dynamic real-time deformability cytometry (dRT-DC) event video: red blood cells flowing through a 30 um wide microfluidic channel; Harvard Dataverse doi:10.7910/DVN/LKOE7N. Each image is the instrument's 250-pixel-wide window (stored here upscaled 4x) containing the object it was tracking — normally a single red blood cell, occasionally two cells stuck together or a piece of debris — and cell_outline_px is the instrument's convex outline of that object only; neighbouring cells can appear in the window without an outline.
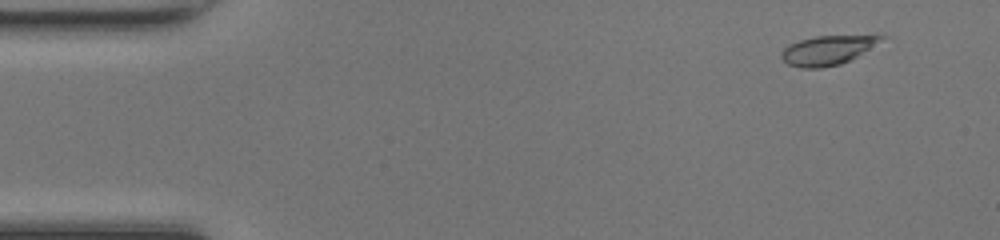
{"species": "common noctule bat (a hibernating species)", "species_latin": "Nyctalus noctula", "temperature_condition": "room temperature", "stored_images_in_passage": 49, "camera_frame_rate_fps": 3000, "um_per_image_px": 0.085, "animal": {"sex": "female", "body_mass_g": 17.0, "forearm_length_mm": 48.0}, "frame": {"image": 1, "passage_image": 4, "time_ms": 1.0, "image_size_px": [1000, 240], "cell_outline_px": [[892, 36], [856, 56], [840, 64], [820, 68], [800, 68], [788, 64], [780, 56], [780, 52], [788, 44], [800, 40], [816, 36], [884, 32]], "centroid_in_image_um": [70.51, 4.19], "position_along_channel_um": 14.5, "area_um2": 17.98}}
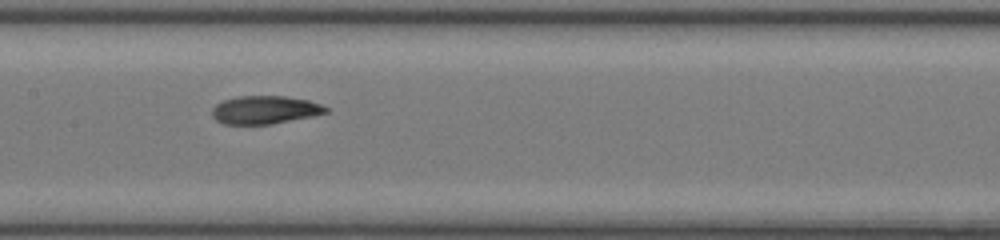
{"frame": {"image": 2, "passage_image": 24, "time_ms": 7.667, "image_size_px": [1000, 240], "cell_outline_px": [[328, 112], [312, 116], [268, 124], [224, 124], [216, 120], [212, 116], [212, 108], [216, 104], [224, 100], [236, 96], [284, 96], [308, 100], [320, 104], [328, 108]], "centroid_in_image_um": [22.48, 9.33], "position_along_channel_um": 184.9, "area_um2": 18.5}}
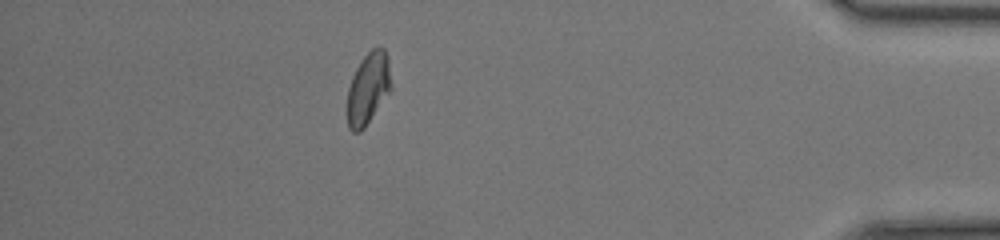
{"frame": {"image": 3, "passage_image": 43, "time_ms": 14.0, "image_size_px": [1000, 240], "cell_outline_px": [[392, 88], [364, 128], [360, 132], [352, 132], [348, 128], [344, 112], [348, 88], [352, 76], [360, 60], [376, 44], [380, 44], [384, 48], [388, 56], [392, 84]], "centroid_in_image_um": [31.26, 7.51], "position_along_channel_um": 403.9, "area_um2": 19.13}, "authors_computed_cell_mechanics": {"area_um2": 18.3804, "velocity_mm_per_s": 4.2662, "shape_relaxation_time_tau1_ms": null, "shape_relaxation_time_tau2_ms": 2.3143, "deformation_change_tau1": null, "deformation_change_tau2": 0.0762}}